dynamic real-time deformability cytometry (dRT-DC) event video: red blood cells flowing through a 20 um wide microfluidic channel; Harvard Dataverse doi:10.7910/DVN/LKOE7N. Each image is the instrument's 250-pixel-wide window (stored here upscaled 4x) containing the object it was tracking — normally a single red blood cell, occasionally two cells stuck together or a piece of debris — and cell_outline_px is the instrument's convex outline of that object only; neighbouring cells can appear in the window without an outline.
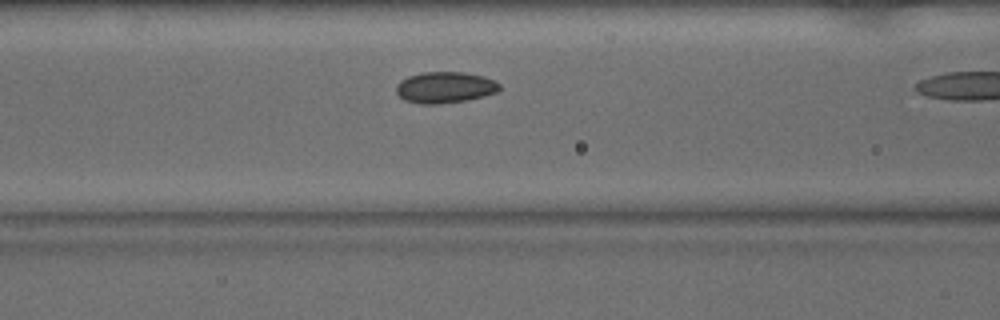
{"species": "common noctule bat (a hibernating species)", "species_latin": "Nyctalus noctula", "temperature_condition": "warm", "stored_images_in_passage": 11, "camera_frame_rate_fps": 3000, "um_per_image_px": 0.085, "animal": {"sex": "male", "body_mass_g": 15.6}, "frame": {"image": 1, "passage_image": 10, "time_ms": 3.0, "image_size_px": [1000, 320], "cell_outline_px": [[500, 88], [496, 92], [484, 96], [468, 100], [440, 104], [424, 104], [404, 100], [396, 92], [396, 84], [400, 80], [408, 76], [424, 72], [464, 72], [484, 76], [496, 80], [500, 84]], "centroid_in_image_um": [37.83, 7.42], "position_along_channel_um": 128.8, "area_um2": 18.96}}